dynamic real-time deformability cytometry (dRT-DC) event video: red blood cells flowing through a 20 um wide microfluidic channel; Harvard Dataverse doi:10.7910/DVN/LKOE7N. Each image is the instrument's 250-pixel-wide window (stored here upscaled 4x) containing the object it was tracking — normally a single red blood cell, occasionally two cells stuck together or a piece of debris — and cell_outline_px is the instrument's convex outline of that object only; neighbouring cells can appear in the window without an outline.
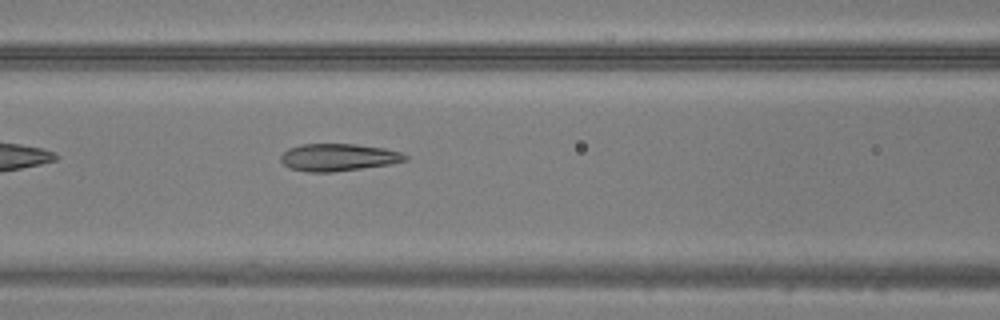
{"species": "common noctule bat (a hibernating species)", "species_latin": "Nyctalus noctula", "temperature_condition": "warm", "stored_images_in_passage": 29, "camera_frame_rate_fps": 3000, "um_per_image_px": 0.085, "animal": {"sex": "male", "body_mass_g": 20.5, "forearm_length_mm": 52.5}, "frame": {"image": 1, "passage_image": 7, "time_ms": 2.0, "image_size_px": [1000, 320], "cell_outline_px": [[408, 160], [388, 164], [332, 172], [308, 172], [292, 168], [284, 164], [280, 160], [280, 156], [288, 148], [300, 144], [356, 144], [384, 148], [400, 152], [408, 156]], "centroid_in_image_um": [28.74, 13.36], "position_along_channel_um": 137.9, "area_um2": 19.65}}
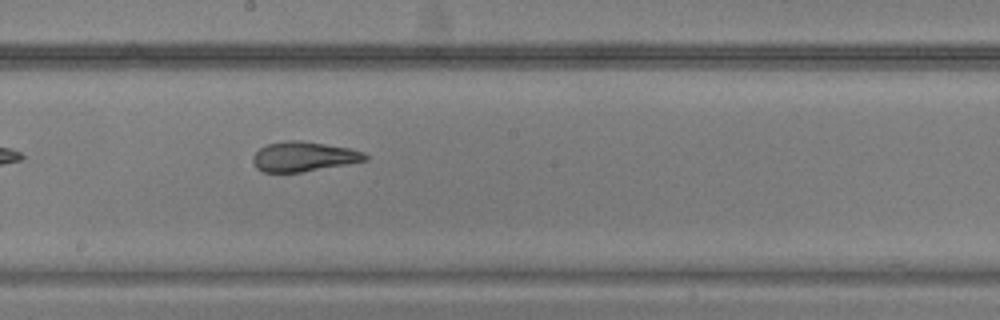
{"frame": {"image": 2, "passage_image": 13, "time_ms": 4.0, "image_size_px": [1000, 320], "cell_outline_px": [[368, 160], [300, 172], [264, 172], [256, 168], [252, 160], [252, 156], [260, 148], [268, 144], [288, 140], [300, 140], [348, 148], [364, 152], [368, 156]], "centroid_in_image_um": [25.78, 13.31], "position_along_channel_um": 222.4, "area_um2": 19.25}}
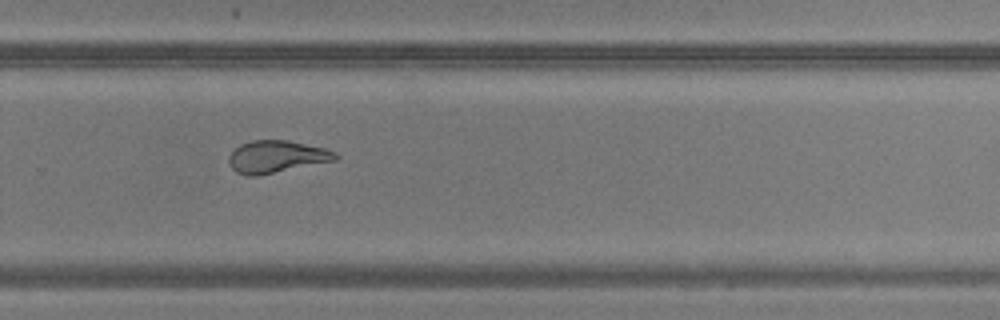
{"frame": {"image": 3, "passage_image": 19, "time_ms": 6.0, "image_size_px": [1000, 320], "cell_outline_px": [[340, 156], [336, 160], [260, 176], [248, 176], [236, 172], [228, 164], [228, 156], [240, 144], [252, 140], [288, 140], [328, 148], [336, 152]], "centroid_in_image_um": [23.53, 13.32], "position_along_channel_um": 306.3, "area_um2": 20.4}}